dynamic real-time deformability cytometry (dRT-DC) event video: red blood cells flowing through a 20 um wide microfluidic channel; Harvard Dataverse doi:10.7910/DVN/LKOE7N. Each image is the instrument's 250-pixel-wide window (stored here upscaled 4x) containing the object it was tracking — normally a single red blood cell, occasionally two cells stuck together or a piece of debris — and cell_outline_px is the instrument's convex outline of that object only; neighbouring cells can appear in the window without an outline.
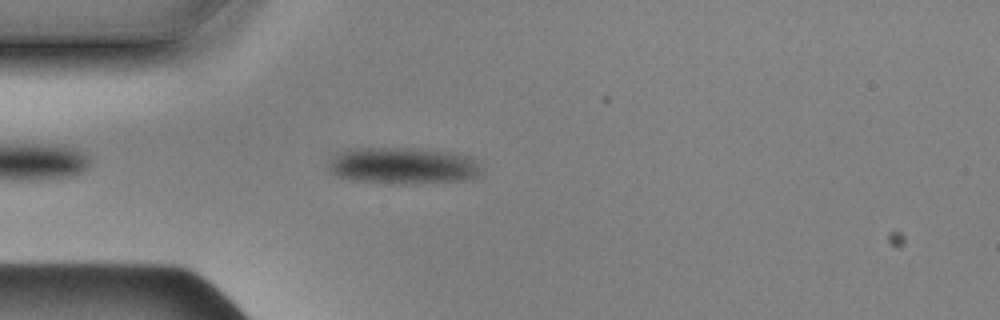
{"species": "Egyptian fruit bat (a non-hibernating species)", "species_latin": "Rousettus aegyptiacus", "temperature_condition": "cold", "stored_images_in_passage": 23, "camera_frame_rate_fps": 3000, "um_per_image_px": 0.085, "animal": {"sex": "male"}, "frame": {"image": 1, "passage_image": 5, "time_ms": 1.333, "image_size_px": [1000, 320], "cell_outline_px": [[480, 172], [476, 176], [464, 180], [416, 184], [392, 184], [352, 180], [340, 176], [332, 172], [328, 168], [328, 164], [340, 152], [348, 148], [416, 148], [456, 152], [468, 156], [476, 160], [480, 164]], "centroid_in_image_um": [34.29, 14.08], "position_along_channel_um": 50.7, "area_um2": 32.89}}
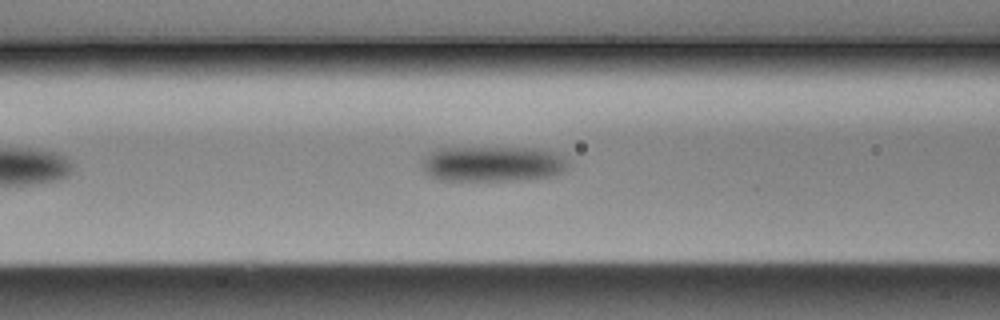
{"frame": {"image": 2, "passage_image": 12, "time_ms": 3.667, "image_size_px": [1000, 320], "cell_outline_px": [[568, 168], [564, 172], [552, 176], [524, 180], [440, 180], [428, 176], [424, 172], [424, 160], [432, 152], [440, 148], [544, 148], [560, 152], [568, 160]], "centroid_in_image_um": [42.01, 13.93], "position_along_channel_um": 124.6, "area_um2": 30.46}}
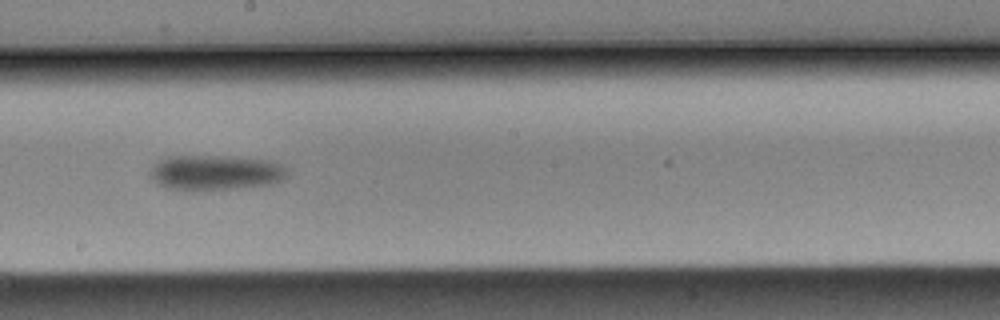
{"frame": {"image": 3, "passage_image": 21, "time_ms": 6.667, "image_size_px": [1000, 320], "cell_outline_px": [[288, 176], [272, 184], [236, 188], [192, 192], [168, 188], [156, 184], [148, 176], [148, 172], [152, 164], [156, 160], [168, 156], [232, 156], [272, 160], [284, 168], [288, 172]], "centroid_in_image_um": [18.22, 14.68], "position_along_channel_um": 230.0, "area_um2": 28.9}}